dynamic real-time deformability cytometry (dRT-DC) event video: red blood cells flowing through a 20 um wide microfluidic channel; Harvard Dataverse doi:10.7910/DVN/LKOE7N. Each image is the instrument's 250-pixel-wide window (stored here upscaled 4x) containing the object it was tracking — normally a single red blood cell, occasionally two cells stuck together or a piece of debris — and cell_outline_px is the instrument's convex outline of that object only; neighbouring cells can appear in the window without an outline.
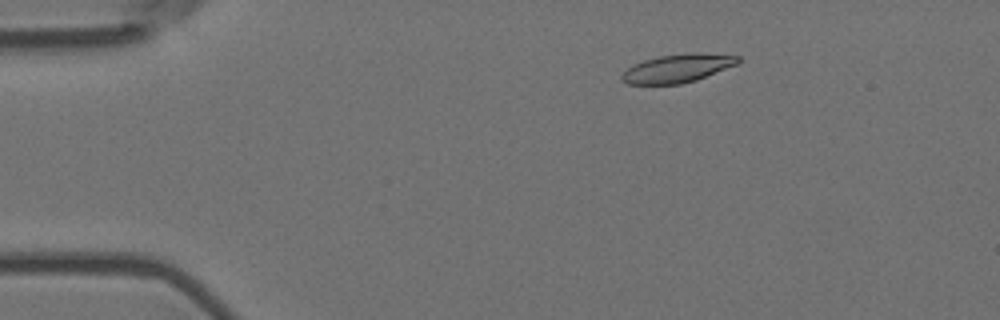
{"species": "Egyptian fruit bat (a non-hibernating species)", "species_latin": "Rousettus aegyptiacus", "temperature_condition": "room temperature", "stored_images_in_passage": 56, "camera_frame_rate_fps": 3000, "um_per_image_px": 0.085, "animal": {"sex": "female"}, "frame": {"image": 1, "passage_image": 10, "time_ms": 3.0, "image_size_px": [1000, 320], "cell_outline_px": [[744, 60], [736, 64], [696, 80], [680, 84], [628, 84], [620, 80], [620, 76], [632, 64], [644, 60], [660, 56], [692, 52], [740, 56]], "centroid_in_image_um": [57.58, 5.8], "position_along_channel_um": 27.4, "area_um2": 19.13}}
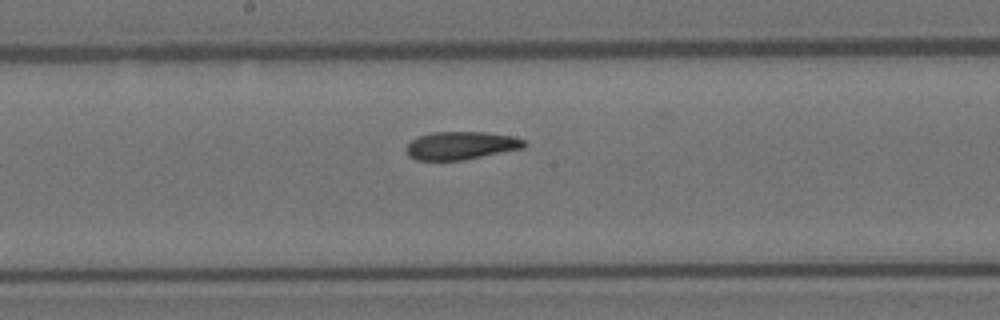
{"frame": {"image": 2, "passage_image": 30, "time_ms": 9.667, "image_size_px": [1000, 320], "cell_outline_px": [[528, 144], [524, 148], [464, 160], [416, 160], [408, 156], [404, 148], [416, 136], [432, 132], [484, 132], [512, 136], [524, 140]], "centroid_in_image_um": [39.16, 12.37], "position_along_channel_um": 209.0, "area_um2": 19.42}}
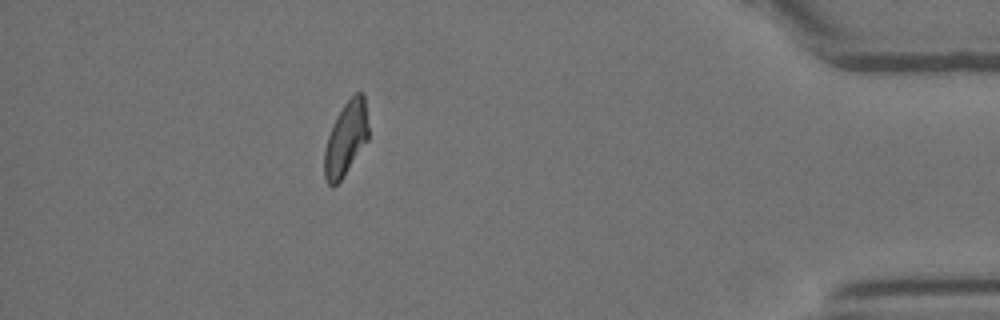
{"frame": {"image": 3, "passage_image": 50, "time_ms": 16.333, "image_size_px": [1000, 320], "cell_outline_px": [[368, 140], [340, 180], [332, 188], [328, 184], [324, 176], [324, 152], [328, 136], [332, 124], [336, 116], [344, 104], [356, 92], [364, 92], [368, 128]], "centroid_in_image_um": [29.39, 11.77], "position_along_channel_um": 405.8, "area_um2": 18.84}, "authors_computed_cell_mechanics": {"area_um2": 19.7098, "velocity_mm_per_s": 3.6835, "shape_relaxation_time_tau1_ms": 5.621, "shape_relaxation_time_tau2_ms": 3.3932, "deformation_change_tau1": 0.1911, "deformation_change_tau2": 0.1012}}